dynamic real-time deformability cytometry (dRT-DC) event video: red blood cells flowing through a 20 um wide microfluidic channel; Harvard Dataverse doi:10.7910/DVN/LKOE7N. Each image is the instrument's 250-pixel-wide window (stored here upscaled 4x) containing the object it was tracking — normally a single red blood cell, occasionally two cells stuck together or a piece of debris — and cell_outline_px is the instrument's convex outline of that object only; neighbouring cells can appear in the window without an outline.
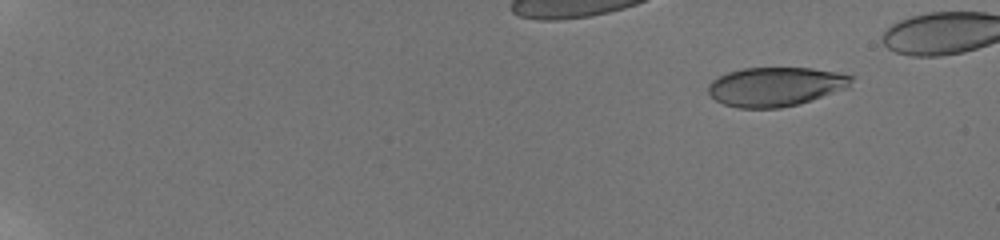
{"species": "human", "species_latin": "Homo sapiens", "temperature_condition": "room temperature", "stored_images_in_passage": 14, "camera_frame_rate_fps": 3000, "um_per_image_px": 0.085, "donor": {"sex": "male"}, "frame": {"image": 1, "passage_image": 3, "time_ms": 1.667, "image_size_px": [1000, 240], "cell_outline_px": [[856, 76], [848, 88], [796, 104], [780, 108], [736, 108], [724, 104], [716, 100], [708, 92], [708, 84], [712, 80], [728, 72], [744, 68], [812, 68], [836, 72]], "centroid_in_image_um": [65.93, 7.36], "position_along_channel_um": 19.1, "area_um2": 32.54}}
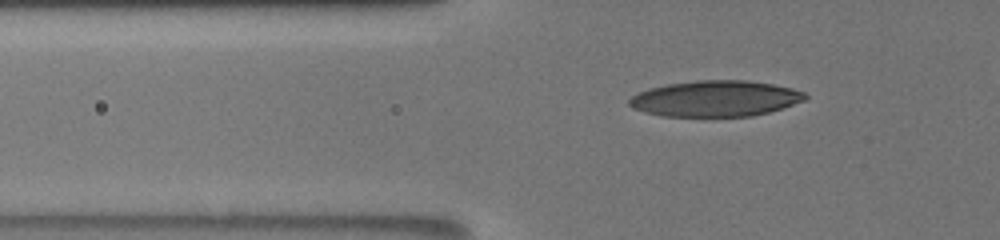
{"frame": {"image": 2, "passage_image": 10, "time_ms": 7.333, "image_size_px": [1000, 240], "cell_outline_px": [[808, 96], [804, 100], [768, 112], [752, 116], [660, 116], [644, 112], [632, 108], [628, 104], [628, 100], [632, 96], [648, 88], [668, 84], [696, 80], [748, 80], [772, 84], [792, 88], [804, 92]], "centroid_in_image_um": [60.77, 8.37], "position_along_channel_um": 65.0, "area_um2": 36.76}}
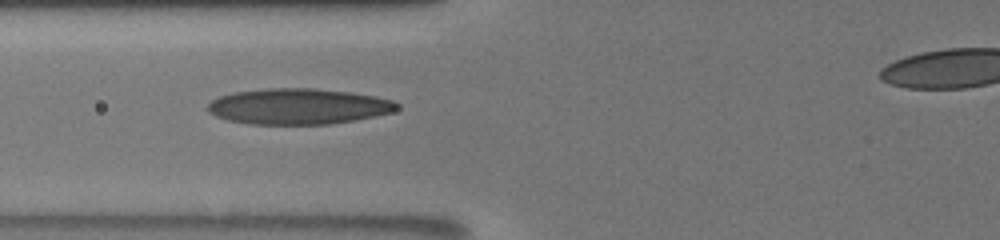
{"frame": {"image": 3, "passage_image": 12, "time_ms": 8.667, "image_size_px": [1000, 240], "cell_outline_px": [[400, 108], [392, 112], [356, 120], [328, 124], [248, 124], [228, 120], [216, 116], [208, 112], [208, 104], [212, 100], [220, 96], [236, 92], [268, 88], [312, 88], [352, 92], [376, 96], [392, 100], [400, 104]], "centroid_in_image_um": [25.39, 9.04], "position_along_channel_um": 100.4, "area_um2": 39.54}}